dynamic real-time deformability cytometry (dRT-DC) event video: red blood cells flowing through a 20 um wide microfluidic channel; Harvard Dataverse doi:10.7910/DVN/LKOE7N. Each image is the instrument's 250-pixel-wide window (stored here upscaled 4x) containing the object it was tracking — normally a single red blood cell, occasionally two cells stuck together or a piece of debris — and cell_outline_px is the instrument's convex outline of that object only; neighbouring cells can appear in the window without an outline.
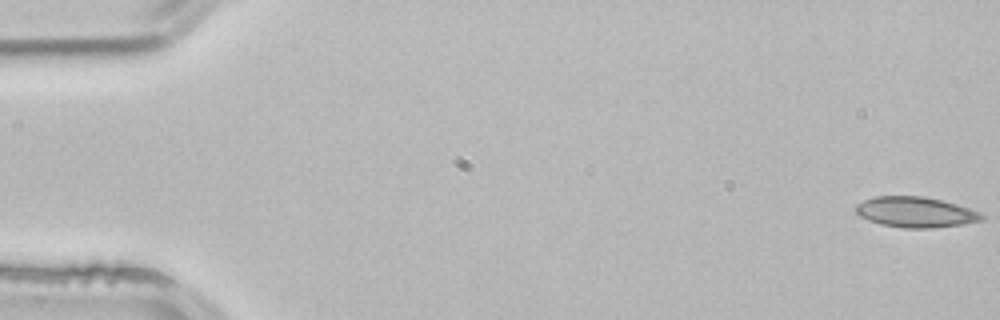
{"species": "common noctule bat (a hibernating species)", "species_latin": "Nyctalus noctula", "temperature_condition": "room temperature", "stored_images_in_passage": 3, "camera_frame_rate_fps": 3000, "um_per_image_px": 0.085, "animal": {"sex": "male", "body_mass_g": 21.5, "forearm_length_mm": 52.0}, "frame": {"image": 1, "passage_image": 1, "time_ms": 0.0, "image_size_px": [1000, 320], "cell_outline_px": [[984, 220], [964, 224], [932, 228], [904, 228], [880, 224], [868, 220], [860, 216], [856, 212], [856, 204], [864, 200], [876, 196], [924, 196], [956, 204], [980, 212], [984, 216]], "centroid_in_image_um": [77.83, 18.03], "position_along_channel_um": 7.2, "area_um2": 22.37}}